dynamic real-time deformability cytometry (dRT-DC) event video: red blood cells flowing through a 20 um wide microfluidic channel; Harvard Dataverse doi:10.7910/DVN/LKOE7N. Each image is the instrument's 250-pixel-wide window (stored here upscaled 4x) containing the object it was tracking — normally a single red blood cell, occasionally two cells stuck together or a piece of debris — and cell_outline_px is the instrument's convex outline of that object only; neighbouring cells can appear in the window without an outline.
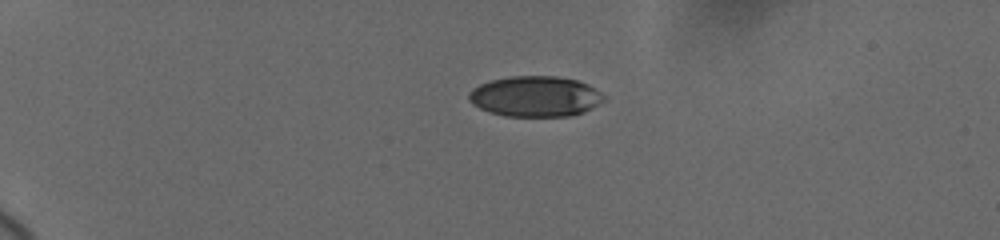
{"species": "human", "species_latin": "Homo sapiens", "temperature_condition": "cold", "stored_images_in_passage": 30, "camera_frame_rate_fps": 3000, "um_per_image_px": 0.085, "donor": {"sex": "female"}, "frame": {"image": 1, "passage_image": 1, "time_ms": 0.0, "image_size_px": [1000, 240], "cell_outline_px": [[608, 96], [604, 100], [584, 112], [572, 116], [504, 116], [488, 112], [472, 104], [468, 100], [468, 92], [472, 88], [480, 84], [492, 80], [512, 76], [556, 76], [576, 80], [588, 84], [596, 88]], "centroid_in_image_um": [45.51, 8.2], "position_along_channel_um": 39.5, "area_um2": 32.19}}
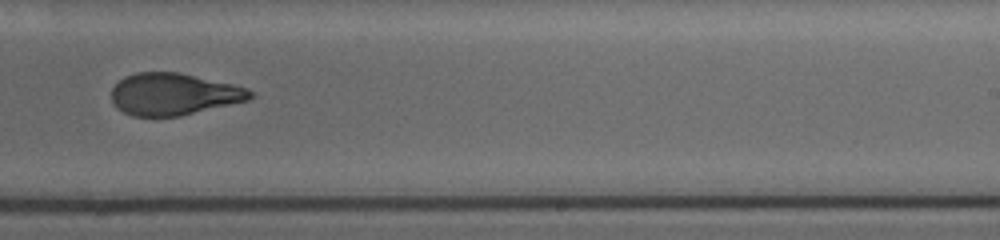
{"frame": {"image": 2, "passage_image": 16, "time_ms": 8.333, "image_size_px": [1000, 240], "cell_outline_px": [[252, 96], [248, 100], [180, 116], [132, 116], [124, 112], [112, 100], [112, 88], [124, 76], [136, 72], [180, 72], [232, 84], [248, 88], [252, 92]], "centroid_in_image_um": [14.76, 7.99], "position_along_channel_um": 274.2, "area_um2": 33.64}}
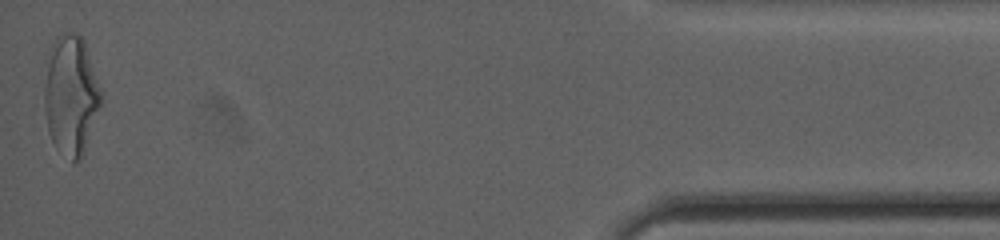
{"frame": {"image": 3, "passage_image": 30, "time_ms": 14.333, "image_size_px": [1000, 240], "cell_outline_px": [[100, 104], [80, 160], [72, 164], [56, 148], [52, 140], [48, 128], [44, 108], [44, 60], [48, 48], [56, 36], [64, 32], [76, 32], [84, 40], [100, 88]], "centroid_in_image_um": [5.96, 8.02], "position_along_channel_um": 429.2, "area_um2": 39.71}, "authors_computed_cell_mechanics": {"area_um2": 35.1713, "velocity_mm_per_s": 3.6833, "shape_relaxation_time_tau1_ms": 6.0637, "shape_relaxation_time_tau2_ms": 1.498, "deformation_change_tau1": 0.1954, "deformation_change_tau2": 0.0855}}